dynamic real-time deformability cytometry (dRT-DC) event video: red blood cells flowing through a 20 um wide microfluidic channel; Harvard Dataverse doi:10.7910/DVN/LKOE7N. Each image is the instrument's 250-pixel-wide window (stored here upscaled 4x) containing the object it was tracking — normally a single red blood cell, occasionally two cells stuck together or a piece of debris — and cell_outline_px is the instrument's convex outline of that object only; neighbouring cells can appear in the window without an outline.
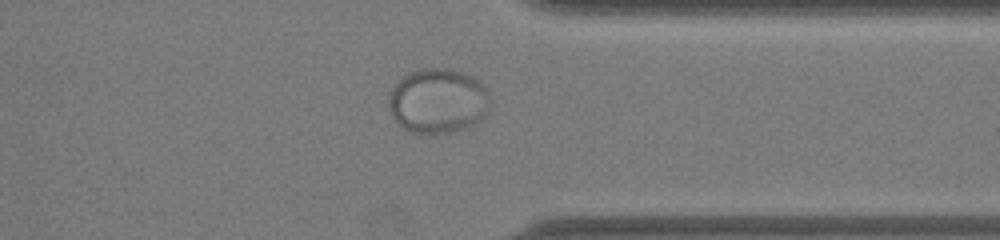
{"species": "common noctule bat (a hibernating species)", "species_latin": "Nyctalus noctula", "temperature_condition": "warm", "stored_images_in_passage": 33, "camera_frame_rate_fps": 3000, "um_per_image_px": 0.085, "animal": {"sex": "male", "body_mass_g": 19.0, "forearm_length_mm": 50.8}, "frame": {"image": 1, "passage_image": 28, "time_ms": 9.0, "image_size_px": [1000, 240], "cell_outline_px": [[492, 100], [488, 112], [476, 124], [468, 128], [452, 132], [412, 132], [396, 124], [388, 108], [388, 92], [396, 80], [400, 76], [416, 68], [448, 68], [472, 76], [480, 80], [488, 88], [492, 96]], "centroid_in_image_um": [37.23, 8.54], "position_along_channel_um": 374.2, "area_um2": 39.48}}